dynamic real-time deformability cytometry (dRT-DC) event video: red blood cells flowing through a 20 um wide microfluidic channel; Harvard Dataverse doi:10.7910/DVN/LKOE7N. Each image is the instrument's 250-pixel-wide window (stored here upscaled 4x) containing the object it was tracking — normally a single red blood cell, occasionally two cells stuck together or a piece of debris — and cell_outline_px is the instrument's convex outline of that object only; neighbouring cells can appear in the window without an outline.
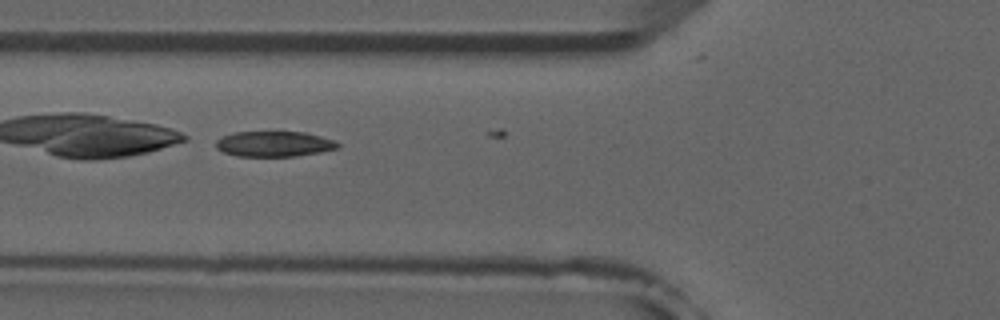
{"species": "common noctule bat (a hibernating species)", "species_latin": "Nyctalus noctula", "temperature_condition": "room temperature", "stored_images_in_passage": 6, "camera_frame_rate_fps": 3000, "um_per_image_px": 0.085, "animal": {"sex": "male", "forearm_length_mm": 52.5}, "frame": {"image": 1, "passage_image": 5, "time_ms": 4.667, "image_size_px": [1000, 320], "cell_outline_px": [[340, 148], [320, 152], [296, 156], [236, 156], [224, 152], [216, 148], [216, 140], [232, 132], [308, 132], [332, 140], [340, 144]], "centroid_in_image_um": [23.31, 12.23], "position_along_channel_um": 102.5, "area_um2": 18.03}}